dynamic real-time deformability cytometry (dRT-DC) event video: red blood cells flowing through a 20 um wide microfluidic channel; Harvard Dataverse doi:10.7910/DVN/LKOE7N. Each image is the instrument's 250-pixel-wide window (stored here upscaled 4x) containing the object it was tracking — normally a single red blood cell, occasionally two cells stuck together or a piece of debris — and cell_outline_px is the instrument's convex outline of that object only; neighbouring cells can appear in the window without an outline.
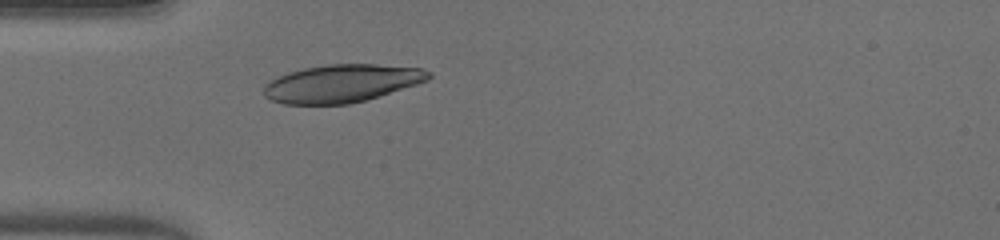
{"species": "human", "species_latin": "Homo sapiens", "temperature_condition": "warm", "stored_images_in_passage": 29, "camera_frame_rate_fps": 3000, "um_per_image_px": 0.085, "donor": {"sex": "male"}, "frame": {"image": 1, "passage_image": 2, "time_ms": 0.333, "image_size_px": [1000, 240], "cell_outline_px": [[432, 76], [428, 80], [416, 84], [364, 100], [348, 104], [284, 104], [272, 100], [264, 96], [264, 84], [276, 76], [288, 72], [304, 68], [328, 64], [376, 64], [420, 68], [432, 72]], "centroid_in_image_um": [29.01, 7.08], "position_along_channel_um": 56.0, "area_um2": 36.18}}
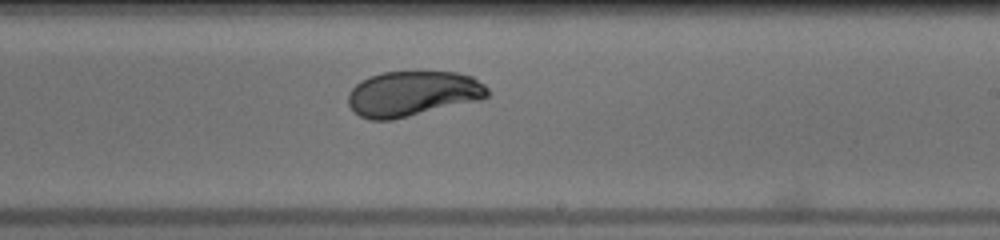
{"frame": {"image": 2, "passage_image": 17, "time_ms": 5.333, "image_size_px": [1000, 240], "cell_outline_px": [[488, 96], [480, 100], [392, 120], [368, 120], [352, 112], [348, 104], [348, 92], [360, 80], [368, 76], [384, 72], [456, 72], [472, 76], [484, 84], [488, 88]], "centroid_in_image_um": [35.04, 7.97], "position_along_channel_um": 254.0, "area_um2": 36.99}}
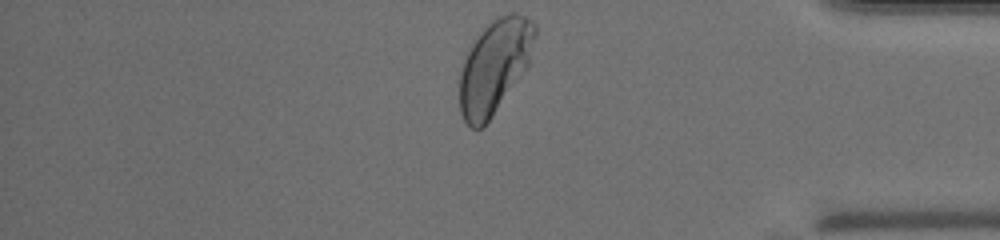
{"frame": {"image": 3, "passage_image": 29, "time_ms": 9.333, "image_size_px": [1000, 240], "cell_outline_px": [[536, 36], [528, 64], [484, 128], [472, 128], [464, 120], [460, 112], [460, 72], [468, 48], [484, 28], [492, 20], [508, 12], [516, 12], [532, 20], [536, 24]], "centroid_in_image_um": [42.03, 5.62], "position_along_channel_um": 393.2, "area_um2": 40.75}, "authors_computed_cell_mechanics": {"area_um2": 37.3388, "velocity_mm_per_s": 4.1026, "shape_relaxation_time_tau1_ms": 3.4865, "shape_relaxation_time_tau2_ms": null, "deformation_change_tau1": 0.1494, "deformation_change_tau2": null}}